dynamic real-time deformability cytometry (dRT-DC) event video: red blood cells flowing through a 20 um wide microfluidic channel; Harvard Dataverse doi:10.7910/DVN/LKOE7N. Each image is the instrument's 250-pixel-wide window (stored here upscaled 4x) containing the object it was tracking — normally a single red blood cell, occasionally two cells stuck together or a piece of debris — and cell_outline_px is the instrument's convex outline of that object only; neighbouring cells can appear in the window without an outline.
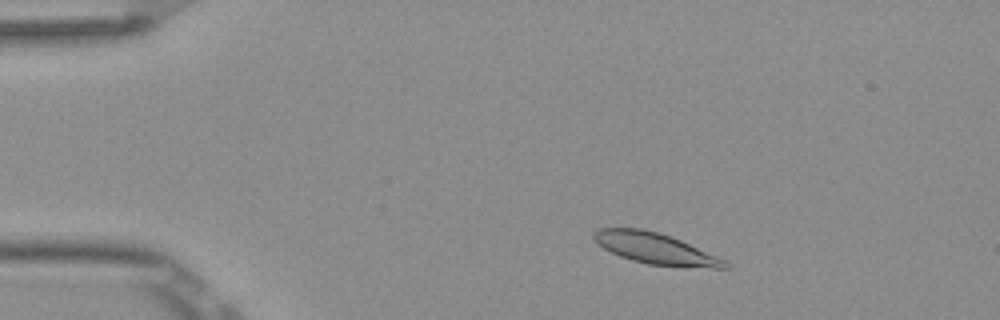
{"species": "Egyptian fruit bat (a non-hibernating species)", "species_latin": "Rousettus aegyptiacus", "temperature_condition": "room temperature", "stored_images_in_passage": 5, "camera_frame_rate_fps": 3000, "um_per_image_px": 0.085, "frame": {"image": 1, "passage_image": 2, "time_ms": 0.333, "image_size_px": [1000, 320], "cell_outline_px": [[732, 268], [712, 268], [648, 264], [632, 260], [620, 256], [604, 248], [592, 236], [592, 232], [600, 228], [640, 228], [656, 232], [680, 240], [716, 256], [732, 264]], "centroid_in_image_um": [55.72, 21.13], "position_along_channel_um": 29.3, "area_um2": 23.24}}
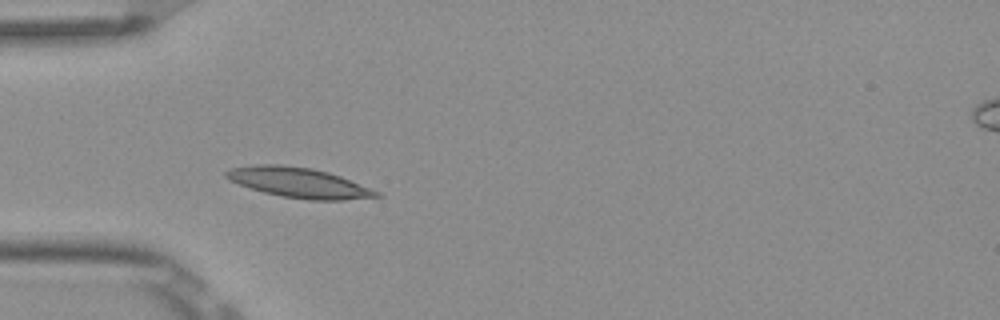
{"frame": {"image": 2, "passage_image": 4, "time_ms": 1.0, "image_size_px": [1000, 320], "cell_outline_px": [[384, 196], [344, 200], [308, 200], [284, 196], [264, 192], [228, 180], [224, 176], [224, 172], [232, 168], [252, 164], [280, 164], [312, 168], [328, 172], [340, 176], [380, 192]], "centroid_in_image_um": [25.4, 15.51], "position_along_channel_um": 59.6, "area_um2": 26.24}}
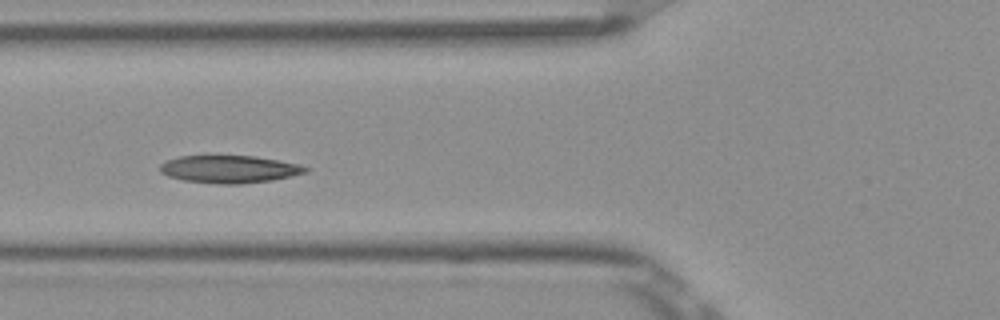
{"frame": {"image": 3, "passage_image": 5, "time_ms": 1.333, "image_size_px": [1000, 320], "cell_outline_px": [[308, 172], [292, 176], [272, 180], [240, 184], [216, 184], [184, 180], [168, 176], [160, 172], [160, 164], [168, 160], [180, 156], [256, 156], [300, 164], [308, 168]], "centroid_in_image_um": [19.51, 14.38], "position_along_channel_um": 106.3, "area_um2": 23.35}}